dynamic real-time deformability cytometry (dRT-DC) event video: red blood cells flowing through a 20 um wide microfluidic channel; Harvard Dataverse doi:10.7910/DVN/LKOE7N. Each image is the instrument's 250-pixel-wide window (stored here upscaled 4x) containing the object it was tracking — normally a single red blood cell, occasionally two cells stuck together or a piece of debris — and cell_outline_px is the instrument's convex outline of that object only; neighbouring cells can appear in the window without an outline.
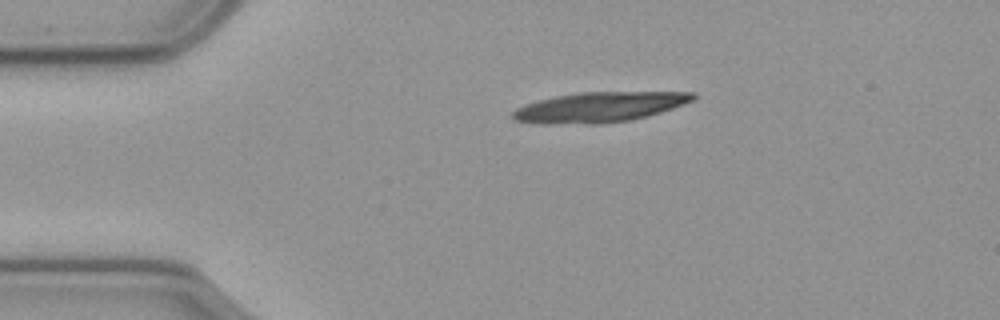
{"species": "common noctule bat (a hibernating species)", "species_latin": "Nyctalus noctula", "temperature_condition": "cold", "stored_images_in_passage": 46, "camera_frame_rate_fps": 3000, "um_per_image_px": 0.085, "animal": {"sex": "male", "body_mass_g": 23.1, "forearm_length_mm": 52.7}, "frame": {"image": 1, "passage_image": 1, "time_ms": 0.0, "image_size_px": [1000, 320], "cell_outline_px": [[696, 96], [692, 100], [684, 104], [660, 112], [628, 120], [600, 124], [540, 124], [512, 120], [512, 112], [516, 108], [540, 100], [556, 96], [580, 92], [696, 92]], "centroid_in_image_um": [50.92, 9.11], "position_along_channel_um": 34.1, "area_um2": 31.44}, "authors_computed_cell_mechanics": {"area_um2": 17.6001, "velocity_mm_per_s": 3.5778, "shape_relaxation_time_tau1_ms": 8.6329, "shape_relaxation_time_tau2_ms": null, "deformation_change_tau1": 0.1882, "deformation_change_tau2": null}}